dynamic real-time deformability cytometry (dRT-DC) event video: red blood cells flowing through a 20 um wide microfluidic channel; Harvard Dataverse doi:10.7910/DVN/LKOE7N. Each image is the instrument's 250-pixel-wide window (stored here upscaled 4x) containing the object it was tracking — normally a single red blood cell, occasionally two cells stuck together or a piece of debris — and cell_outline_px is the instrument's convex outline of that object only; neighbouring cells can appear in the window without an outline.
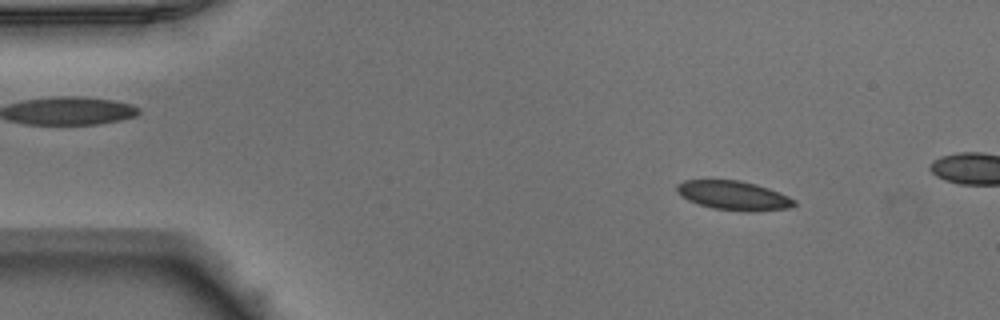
{"species": "Egyptian fruit bat (a non-hibernating species)", "species_latin": "Rousettus aegyptiacus", "temperature_condition": "warm", "stored_images_in_passage": 13, "camera_frame_rate_fps": 3000, "um_per_image_px": 0.085, "animal": {"sex": "male"}, "frame": {"image": 1, "passage_image": 6, "time_ms": 1.667, "image_size_px": [1000, 320], "cell_outline_px": [[796, 204], [788, 208], [748, 212], [712, 208], [688, 200], [680, 196], [676, 192], [676, 184], [684, 180], [740, 180], [756, 184], [780, 192], [796, 200]], "centroid_in_image_um": [62.34, 16.61], "position_along_channel_um": 22.7, "area_um2": 20.0}}